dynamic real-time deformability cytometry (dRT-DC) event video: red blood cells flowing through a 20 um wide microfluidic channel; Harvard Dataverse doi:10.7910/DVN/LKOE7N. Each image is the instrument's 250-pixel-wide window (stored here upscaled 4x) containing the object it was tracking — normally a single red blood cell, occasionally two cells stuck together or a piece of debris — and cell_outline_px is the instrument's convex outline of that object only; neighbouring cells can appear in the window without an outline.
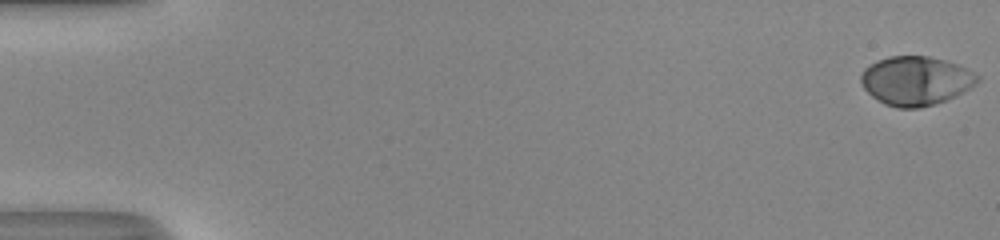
{"species": "human", "species_latin": "Homo sapiens", "temperature_condition": "room temperature", "stored_images_in_passage": 53, "camera_frame_rate_fps": 3000, "um_per_image_px": 0.085, "donor": {"sex": "male"}, "frame": {"image": 1, "passage_image": 1, "time_ms": 0.0, "image_size_px": [1000, 240], "cell_outline_px": [[980, 80], [976, 84], [956, 96], [936, 104], [920, 108], [896, 108], [884, 104], [872, 96], [864, 88], [860, 80], [860, 76], [864, 68], [876, 60], [888, 56], [928, 56], [944, 60], [956, 64], [980, 76]], "centroid_in_image_um": [77.82, 6.87], "position_along_channel_um": 7.2, "area_um2": 33.35}}
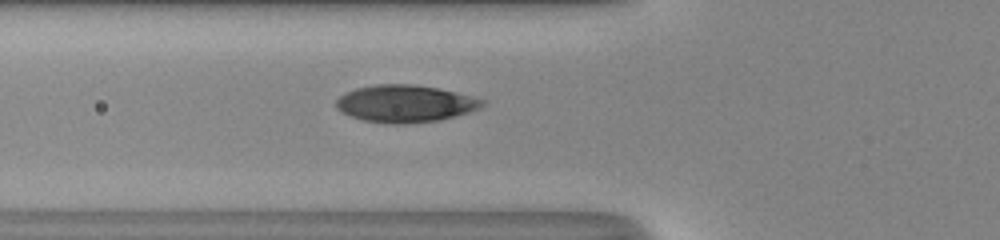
{"frame": {"image": 2, "passage_image": 21, "time_ms": 6.667, "image_size_px": [1000, 240], "cell_outline_px": [[484, 104], [480, 108], [456, 116], [440, 120], [404, 124], [388, 124], [364, 120], [348, 116], [340, 112], [336, 108], [336, 100], [344, 92], [356, 88], [376, 84], [412, 84], [436, 88], [484, 100]], "centroid_in_image_um": [34.36, 8.82], "position_along_channel_um": 91.4, "area_um2": 31.62}}
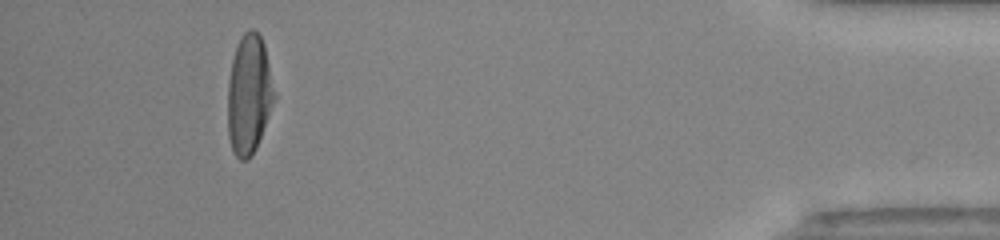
{"frame": {"image": 3, "passage_image": 49, "time_ms": 16.0, "image_size_px": [1000, 240], "cell_outline_px": [[276, 96], [256, 148], [252, 156], [248, 160], [240, 160], [236, 156], [232, 148], [228, 136], [228, 80], [232, 56], [236, 44], [240, 36], [248, 28], [252, 28], [260, 36], [264, 44], [276, 92]], "centroid_in_image_um": [21.16, 8.0], "position_along_channel_um": 414.0, "area_um2": 32.77}, "authors_computed_cell_mechanics": {"area_um2": 32.1368, "velocity_mm_per_s": 4.1176, "shape_relaxation_time_tau1_ms": 4.0286, "shape_relaxation_time_tau2_ms": null, "deformation_change_tau1": 0.2186, "deformation_change_tau2": null}}